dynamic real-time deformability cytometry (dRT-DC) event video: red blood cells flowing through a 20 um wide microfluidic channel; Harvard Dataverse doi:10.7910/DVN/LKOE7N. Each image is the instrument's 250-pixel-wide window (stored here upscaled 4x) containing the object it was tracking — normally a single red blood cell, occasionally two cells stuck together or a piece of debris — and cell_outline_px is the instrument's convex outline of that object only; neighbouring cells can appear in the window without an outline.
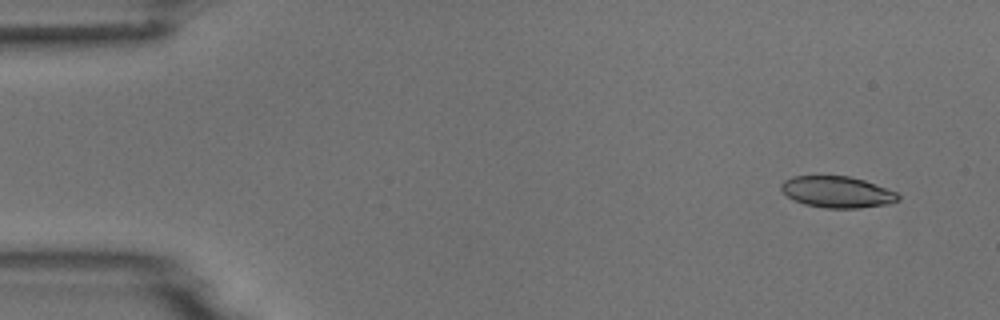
{"species": "common noctule bat (a hibernating species)", "species_latin": "Nyctalus noctula", "temperature_condition": "room temperature", "stored_images_in_passage": 5, "camera_frame_rate_fps": 3000, "um_per_image_px": 0.085, "animal": {"sex": "male", "body_mass_g": 18.8}, "frame": {"image": 1, "passage_image": 1, "time_ms": 0.0, "image_size_px": [1000, 320], "cell_outline_px": [[900, 200], [888, 204], [860, 208], [824, 208], [804, 204], [788, 196], [780, 188], [780, 184], [784, 180], [792, 176], [848, 176], [864, 180], [896, 192], [900, 196]], "centroid_in_image_um": [71.16, 16.32], "position_along_channel_um": 13.8, "area_um2": 21.33}}
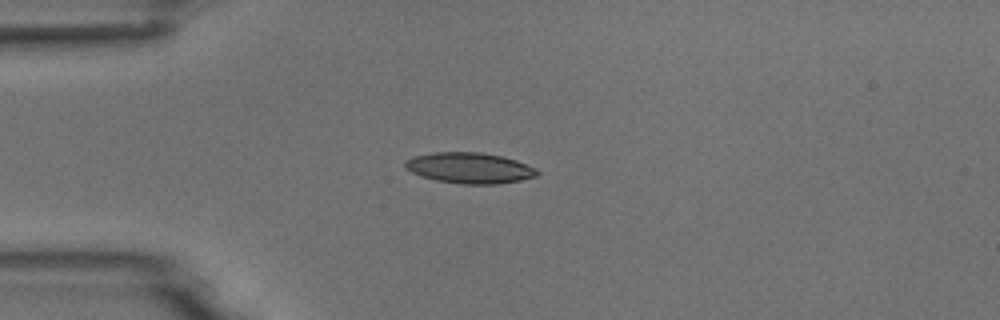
{"frame": {"image": 2, "passage_image": 4, "time_ms": 3.333, "image_size_px": [1000, 320], "cell_outline_px": [[540, 172], [536, 176], [520, 180], [500, 184], [460, 184], [436, 180], [420, 176], [404, 168], [404, 160], [412, 156], [432, 152], [480, 152], [500, 156], [516, 160], [536, 168]], "centroid_in_image_um": [39.87, 14.27], "position_along_channel_um": 45.1, "area_um2": 23.87}}